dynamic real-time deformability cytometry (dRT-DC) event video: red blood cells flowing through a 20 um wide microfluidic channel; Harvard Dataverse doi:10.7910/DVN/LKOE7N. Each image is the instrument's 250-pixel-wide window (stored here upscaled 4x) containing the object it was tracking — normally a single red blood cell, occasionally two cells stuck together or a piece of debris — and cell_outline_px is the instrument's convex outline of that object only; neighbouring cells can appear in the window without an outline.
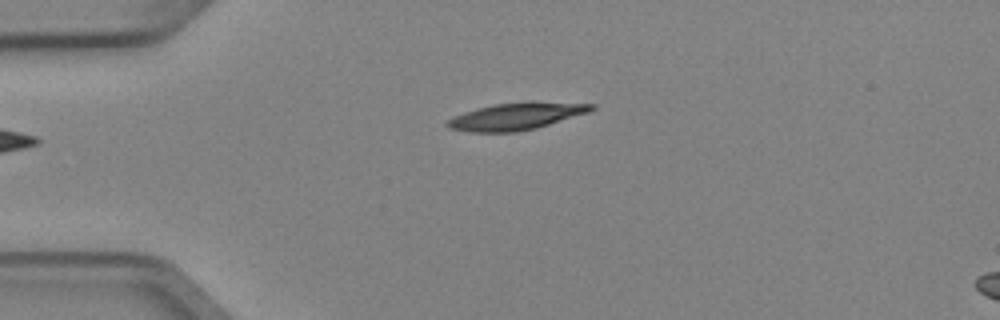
{"species": "Egyptian fruit bat (a non-hibernating species)", "species_latin": "Rousettus aegyptiacus", "temperature_condition": "cold", "stored_images_in_passage": 2, "camera_frame_rate_fps": 3000, "um_per_image_px": 0.085, "animal": {"sex": "female"}, "frame": {"image": 1, "passage_image": 2, "time_ms": 0.333, "image_size_px": [1000, 320], "cell_outline_px": [[596, 108], [588, 112], [536, 128], [516, 132], [472, 132], [448, 128], [444, 124], [448, 120], [464, 112], [476, 108], [492, 104], [596, 104]], "centroid_in_image_um": [43.76, 9.94], "position_along_channel_um": 41.2, "area_um2": 21.5}}